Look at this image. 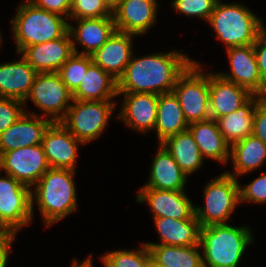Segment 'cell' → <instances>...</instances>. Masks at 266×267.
I'll return each mask as SVG.
<instances>
[{
    "instance_id": "9",
    "label": "cell",
    "mask_w": 266,
    "mask_h": 267,
    "mask_svg": "<svg viewBox=\"0 0 266 267\" xmlns=\"http://www.w3.org/2000/svg\"><path fill=\"white\" fill-rule=\"evenodd\" d=\"M29 100L54 123L65 118L73 97L57 72L38 73L24 105Z\"/></svg>"
},
{
    "instance_id": "15",
    "label": "cell",
    "mask_w": 266,
    "mask_h": 267,
    "mask_svg": "<svg viewBox=\"0 0 266 267\" xmlns=\"http://www.w3.org/2000/svg\"><path fill=\"white\" fill-rule=\"evenodd\" d=\"M41 145L50 167L76 170L79 147L84 144L60 122H54L48 127Z\"/></svg>"
},
{
    "instance_id": "37",
    "label": "cell",
    "mask_w": 266,
    "mask_h": 267,
    "mask_svg": "<svg viewBox=\"0 0 266 267\" xmlns=\"http://www.w3.org/2000/svg\"><path fill=\"white\" fill-rule=\"evenodd\" d=\"M240 202L242 203H256L265 204L266 203V172L256 179L252 180L250 183L242 187L240 184Z\"/></svg>"
},
{
    "instance_id": "44",
    "label": "cell",
    "mask_w": 266,
    "mask_h": 267,
    "mask_svg": "<svg viewBox=\"0 0 266 267\" xmlns=\"http://www.w3.org/2000/svg\"><path fill=\"white\" fill-rule=\"evenodd\" d=\"M106 7L113 12L120 4L122 0H102Z\"/></svg>"
},
{
    "instance_id": "12",
    "label": "cell",
    "mask_w": 266,
    "mask_h": 267,
    "mask_svg": "<svg viewBox=\"0 0 266 267\" xmlns=\"http://www.w3.org/2000/svg\"><path fill=\"white\" fill-rule=\"evenodd\" d=\"M136 201L140 204L147 203L153 217L184 220L191 219L195 215V204L185 191L140 188Z\"/></svg>"
},
{
    "instance_id": "22",
    "label": "cell",
    "mask_w": 266,
    "mask_h": 267,
    "mask_svg": "<svg viewBox=\"0 0 266 267\" xmlns=\"http://www.w3.org/2000/svg\"><path fill=\"white\" fill-rule=\"evenodd\" d=\"M17 55L19 60L0 64V97L24 102L38 73L20 53Z\"/></svg>"
},
{
    "instance_id": "4",
    "label": "cell",
    "mask_w": 266,
    "mask_h": 267,
    "mask_svg": "<svg viewBox=\"0 0 266 267\" xmlns=\"http://www.w3.org/2000/svg\"><path fill=\"white\" fill-rule=\"evenodd\" d=\"M208 24L226 49L253 44L265 28L263 19L245 4L225 3L222 0L216 2Z\"/></svg>"
},
{
    "instance_id": "5",
    "label": "cell",
    "mask_w": 266,
    "mask_h": 267,
    "mask_svg": "<svg viewBox=\"0 0 266 267\" xmlns=\"http://www.w3.org/2000/svg\"><path fill=\"white\" fill-rule=\"evenodd\" d=\"M11 21L16 53H20L25 47L60 38L68 31L67 19L36 7L29 0L18 5Z\"/></svg>"
},
{
    "instance_id": "30",
    "label": "cell",
    "mask_w": 266,
    "mask_h": 267,
    "mask_svg": "<svg viewBox=\"0 0 266 267\" xmlns=\"http://www.w3.org/2000/svg\"><path fill=\"white\" fill-rule=\"evenodd\" d=\"M33 220L31 195L0 196V229L18 233Z\"/></svg>"
},
{
    "instance_id": "1",
    "label": "cell",
    "mask_w": 266,
    "mask_h": 267,
    "mask_svg": "<svg viewBox=\"0 0 266 267\" xmlns=\"http://www.w3.org/2000/svg\"><path fill=\"white\" fill-rule=\"evenodd\" d=\"M133 56L124 74L117 81V93H152L160 95L172 92L178 77L194 61L188 54L172 50Z\"/></svg>"
},
{
    "instance_id": "42",
    "label": "cell",
    "mask_w": 266,
    "mask_h": 267,
    "mask_svg": "<svg viewBox=\"0 0 266 267\" xmlns=\"http://www.w3.org/2000/svg\"><path fill=\"white\" fill-rule=\"evenodd\" d=\"M17 233L0 229V267H6Z\"/></svg>"
},
{
    "instance_id": "19",
    "label": "cell",
    "mask_w": 266,
    "mask_h": 267,
    "mask_svg": "<svg viewBox=\"0 0 266 267\" xmlns=\"http://www.w3.org/2000/svg\"><path fill=\"white\" fill-rule=\"evenodd\" d=\"M134 37L137 36L115 31L102 47L91 55L93 63L118 81L133 56Z\"/></svg>"
},
{
    "instance_id": "13",
    "label": "cell",
    "mask_w": 266,
    "mask_h": 267,
    "mask_svg": "<svg viewBox=\"0 0 266 267\" xmlns=\"http://www.w3.org/2000/svg\"><path fill=\"white\" fill-rule=\"evenodd\" d=\"M123 96L117 119L122 120L127 128L137 132L154 131L159 95L152 93H117Z\"/></svg>"
},
{
    "instance_id": "38",
    "label": "cell",
    "mask_w": 266,
    "mask_h": 267,
    "mask_svg": "<svg viewBox=\"0 0 266 267\" xmlns=\"http://www.w3.org/2000/svg\"><path fill=\"white\" fill-rule=\"evenodd\" d=\"M252 134L266 144V96H261L255 105Z\"/></svg>"
},
{
    "instance_id": "31",
    "label": "cell",
    "mask_w": 266,
    "mask_h": 267,
    "mask_svg": "<svg viewBox=\"0 0 266 267\" xmlns=\"http://www.w3.org/2000/svg\"><path fill=\"white\" fill-rule=\"evenodd\" d=\"M149 249L152 259L163 267H204L200 245L153 244Z\"/></svg>"
},
{
    "instance_id": "17",
    "label": "cell",
    "mask_w": 266,
    "mask_h": 267,
    "mask_svg": "<svg viewBox=\"0 0 266 267\" xmlns=\"http://www.w3.org/2000/svg\"><path fill=\"white\" fill-rule=\"evenodd\" d=\"M52 123L36 111H26L0 135V155L7 151L42 144L45 131Z\"/></svg>"
},
{
    "instance_id": "3",
    "label": "cell",
    "mask_w": 266,
    "mask_h": 267,
    "mask_svg": "<svg viewBox=\"0 0 266 267\" xmlns=\"http://www.w3.org/2000/svg\"><path fill=\"white\" fill-rule=\"evenodd\" d=\"M252 243L253 231L246 225L227 223L200 227L199 244L204 267H238Z\"/></svg>"
},
{
    "instance_id": "29",
    "label": "cell",
    "mask_w": 266,
    "mask_h": 267,
    "mask_svg": "<svg viewBox=\"0 0 266 267\" xmlns=\"http://www.w3.org/2000/svg\"><path fill=\"white\" fill-rule=\"evenodd\" d=\"M172 155L180 169L190 176L202 167L204 159L189 130L175 134L161 143Z\"/></svg>"
},
{
    "instance_id": "25",
    "label": "cell",
    "mask_w": 266,
    "mask_h": 267,
    "mask_svg": "<svg viewBox=\"0 0 266 267\" xmlns=\"http://www.w3.org/2000/svg\"><path fill=\"white\" fill-rule=\"evenodd\" d=\"M230 157L234 171L225 172L238 179L262 167L266 162V144L251 134L230 146Z\"/></svg>"
},
{
    "instance_id": "46",
    "label": "cell",
    "mask_w": 266,
    "mask_h": 267,
    "mask_svg": "<svg viewBox=\"0 0 266 267\" xmlns=\"http://www.w3.org/2000/svg\"><path fill=\"white\" fill-rule=\"evenodd\" d=\"M2 32H1V29H0V47H1V45H2V34H1Z\"/></svg>"
},
{
    "instance_id": "45",
    "label": "cell",
    "mask_w": 266,
    "mask_h": 267,
    "mask_svg": "<svg viewBox=\"0 0 266 267\" xmlns=\"http://www.w3.org/2000/svg\"><path fill=\"white\" fill-rule=\"evenodd\" d=\"M148 267H163V266L159 265L155 260L151 259L148 262Z\"/></svg>"
},
{
    "instance_id": "36",
    "label": "cell",
    "mask_w": 266,
    "mask_h": 267,
    "mask_svg": "<svg viewBox=\"0 0 266 267\" xmlns=\"http://www.w3.org/2000/svg\"><path fill=\"white\" fill-rule=\"evenodd\" d=\"M24 108L21 100L0 97V135L24 115Z\"/></svg>"
},
{
    "instance_id": "33",
    "label": "cell",
    "mask_w": 266,
    "mask_h": 267,
    "mask_svg": "<svg viewBox=\"0 0 266 267\" xmlns=\"http://www.w3.org/2000/svg\"><path fill=\"white\" fill-rule=\"evenodd\" d=\"M93 63L91 55L74 53L57 72L62 82L73 94L81 84L88 67Z\"/></svg>"
},
{
    "instance_id": "34",
    "label": "cell",
    "mask_w": 266,
    "mask_h": 267,
    "mask_svg": "<svg viewBox=\"0 0 266 267\" xmlns=\"http://www.w3.org/2000/svg\"><path fill=\"white\" fill-rule=\"evenodd\" d=\"M218 0H172L171 7L175 12L190 17L209 20Z\"/></svg>"
},
{
    "instance_id": "27",
    "label": "cell",
    "mask_w": 266,
    "mask_h": 267,
    "mask_svg": "<svg viewBox=\"0 0 266 267\" xmlns=\"http://www.w3.org/2000/svg\"><path fill=\"white\" fill-rule=\"evenodd\" d=\"M189 124L185 120L178 99L173 92L160 94L158 97L157 119L154 132L158 144L167 138L188 130Z\"/></svg>"
},
{
    "instance_id": "2",
    "label": "cell",
    "mask_w": 266,
    "mask_h": 267,
    "mask_svg": "<svg viewBox=\"0 0 266 267\" xmlns=\"http://www.w3.org/2000/svg\"><path fill=\"white\" fill-rule=\"evenodd\" d=\"M75 174L73 170L50 167L32 187L35 189L34 192L31 189L32 216L34 218V204H37L46 228L76 211Z\"/></svg>"
},
{
    "instance_id": "8",
    "label": "cell",
    "mask_w": 266,
    "mask_h": 267,
    "mask_svg": "<svg viewBox=\"0 0 266 267\" xmlns=\"http://www.w3.org/2000/svg\"><path fill=\"white\" fill-rule=\"evenodd\" d=\"M116 101L72 100L65 118L60 122L84 145L101 137L114 113Z\"/></svg>"
},
{
    "instance_id": "10",
    "label": "cell",
    "mask_w": 266,
    "mask_h": 267,
    "mask_svg": "<svg viewBox=\"0 0 266 267\" xmlns=\"http://www.w3.org/2000/svg\"><path fill=\"white\" fill-rule=\"evenodd\" d=\"M50 168L41 144L4 152L0 155V173L14 177L31 189Z\"/></svg>"
},
{
    "instance_id": "16",
    "label": "cell",
    "mask_w": 266,
    "mask_h": 267,
    "mask_svg": "<svg viewBox=\"0 0 266 267\" xmlns=\"http://www.w3.org/2000/svg\"><path fill=\"white\" fill-rule=\"evenodd\" d=\"M20 54L37 73L58 72L74 54L71 35L67 31L60 38L25 47Z\"/></svg>"
},
{
    "instance_id": "20",
    "label": "cell",
    "mask_w": 266,
    "mask_h": 267,
    "mask_svg": "<svg viewBox=\"0 0 266 267\" xmlns=\"http://www.w3.org/2000/svg\"><path fill=\"white\" fill-rule=\"evenodd\" d=\"M247 89L221 77L217 72H209L210 119H218L243 106L251 97Z\"/></svg>"
},
{
    "instance_id": "35",
    "label": "cell",
    "mask_w": 266,
    "mask_h": 267,
    "mask_svg": "<svg viewBox=\"0 0 266 267\" xmlns=\"http://www.w3.org/2000/svg\"><path fill=\"white\" fill-rule=\"evenodd\" d=\"M113 16L102 0H72L69 19Z\"/></svg>"
},
{
    "instance_id": "39",
    "label": "cell",
    "mask_w": 266,
    "mask_h": 267,
    "mask_svg": "<svg viewBox=\"0 0 266 267\" xmlns=\"http://www.w3.org/2000/svg\"><path fill=\"white\" fill-rule=\"evenodd\" d=\"M0 176V196L5 195H31V188L16 180L9 174Z\"/></svg>"
},
{
    "instance_id": "32",
    "label": "cell",
    "mask_w": 266,
    "mask_h": 267,
    "mask_svg": "<svg viewBox=\"0 0 266 267\" xmlns=\"http://www.w3.org/2000/svg\"><path fill=\"white\" fill-rule=\"evenodd\" d=\"M140 245L137 250L108 251L100 259L104 267H148V262L152 259L150 249L144 242Z\"/></svg>"
},
{
    "instance_id": "28",
    "label": "cell",
    "mask_w": 266,
    "mask_h": 267,
    "mask_svg": "<svg viewBox=\"0 0 266 267\" xmlns=\"http://www.w3.org/2000/svg\"><path fill=\"white\" fill-rule=\"evenodd\" d=\"M260 97L253 95L237 111L216 119L220 132L230 146L252 134L254 108Z\"/></svg>"
},
{
    "instance_id": "26",
    "label": "cell",
    "mask_w": 266,
    "mask_h": 267,
    "mask_svg": "<svg viewBox=\"0 0 266 267\" xmlns=\"http://www.w3.org/2000/svg\"><path fill=\"white\" fill-rule=\"evenodd\" d=\"M117 80L101 67L92 63L84 74L78 89L72 94L78 101H115Z\"/></svg>"
},
{
    "instance_id": "24",
    "label": "cell",
    "mask_w": 266,
    "mask_h": 267,
    "mask_svg": "<svg viewBox=\"0 0 266 267\" xmlns=\"http://www.w3.org/2000/svg\"><path fill=\"white\" fill-rule=\"evenodd\" d=\"M188 130L193 135L204 160L207 157L223 165L230 162V145L220 132L216 120L190 123Z\"/></svg>"
},
{
    "instance_id": "11",
    "label": "cell",
    "mask_w": 266,
    "mask_h": 267,
    "mask_svg": "<svg viewBox=\"0 0 266 267\" xmlns=\"http://www.w3.org/2000/svg\"><path fill=\"white\" fill-rule=\"evenodd\" d=\"M230 72L219 75L236 85L247 89L251 94L266 96V84L263 82L254 52L253 44L226 49Z\"/></svg>"
},
{
    "instance_id": "6",
    "label": "cell",
    "mask_w": 266,
    "mask_h": 267,
    "mask_svg": "<svg viewBox=\"0 0 266 267\" xmlns=\"http://www.w3.org/2000/svg\"><path fill=\"white\" fill-rule=\"evenodd\" d=\"M204 205H195V216L201 227L227 224L240 202L238 179L224 171L204 186Z\"/></svg>"
},
{
    "instance_id": "7",
    "label": "cell",
    "mask_w": 266,
    "mask_h": 267,
    "mask_svg": "<svg viewBox=\"0 0 266 267\" xmlns=\"http://www.w3.org/2000/svg\"><path fill=\"white\" fill-rule=\"evenodd\" d=\"M201 66L194 60L172 89L188 124L210 119L209 73Z\"/></svg>"
},
{
    "instance_id": "41",
    "label": "cell",
    "mask_w": 266,
    "mask_h": 267,
    "mask_svg": "<svg viewBox=\"0 0 266 267\" xmlns=\"http://www.w3.org/2000/svg\"><path fill=\"white\" fill-rule=\"evenodd\" d=\"M253 47L260 76L266 84V27L259 33Z\"/></svg>"
},
{
    "instance_id": "18",
    "label": "cell",
    "mask_w": 266,
    "mask_h": 267,
    "mask_svg": "<svg viewBox=\"0 0 266 267\" xmlns=\"http://www.w3.org/2000/svg\"><path fill=\"white\" fill-rule=\"evenodd\" d=\"M69 20H76L77 23L75 26L72 22H68V31L72 38L74 53L77 54L92 55L116 31L113 16ZM76 44L83 46V51L80 52Z\"/></svg>"
},
{
    "instance_id": "14",
    "label": "cell",
    "mask_w": 266,
    "mask_h": 267,
    "mask_svg": "<svg viewBox=\"0 0 266 267\" xmlns=\"http://www.w3.org/2000/svg\"><path fill=\"white\" fill-rule=\"evenodd\" d=\"M157 1L122 0L112 12L116 31L135 36L145 35L157 23Z\"/></svg>"
},
{
    "instance_id": "40",
    "label": "cell",
    "mask_w": 266,
    "mask_h": 267,
    "mask_svg": "<svg viewBox=\"0 0 266 267\" xmlns=\"http://www.w3.org/2000/svg\"><path fill=\"white\" fill-rule=\"evenodd\" d=\"M36 7L59 14L69 19L72 0H29Z\"/></svg>"
},
{
    "instance_id": "23",
    "label": "cell",
    "mask_w": 266,
    "mask_h": 267,
    "mask_svg": "<svg viewBox=\"0 0 266 267\" xmlns=\"http://www.w3.org/2000/svg\"><path fill=\"white\" fill-rule=\"evenodd\" d=\"M161 243H144L149 248L153 244L171 246L200 245V224L194 215L191 219H173L169 217H152Z\"/></svg>"
},
{
    "instance_id": "21",
    "label": "cell",
    "mask_w": 266,
    "mask_h": 267,
    "mask_svg": "<svg viewBox=\"0 0 266 267\" xmlns=\"http://www.w3.org/2000/svg\"><path fill=\"white\" fill-rule=\"evenodd\" d=\"M152 160L149 181L141 188L185 191L188 176L180 169L175 159L162 144L158 145Z\"/></svg>"
},
{
    "instance_id": "43",
    "label": "cell",
    "mask_w": 266,
    "mask_h": 267,
    "mask_svg": "<svg viewBox=\"0 0 266 267\" xmlns=\"http://www.w3.org/2000/svg\"><path fill=\"white\" fill-rule=\"evenodd\" d=\"M92 253L89 254L85 260L82 262H79L76 257L73 259L71 266L72 267H94L93 266V258H92Z\"/></svg>"
}]
</instances>
